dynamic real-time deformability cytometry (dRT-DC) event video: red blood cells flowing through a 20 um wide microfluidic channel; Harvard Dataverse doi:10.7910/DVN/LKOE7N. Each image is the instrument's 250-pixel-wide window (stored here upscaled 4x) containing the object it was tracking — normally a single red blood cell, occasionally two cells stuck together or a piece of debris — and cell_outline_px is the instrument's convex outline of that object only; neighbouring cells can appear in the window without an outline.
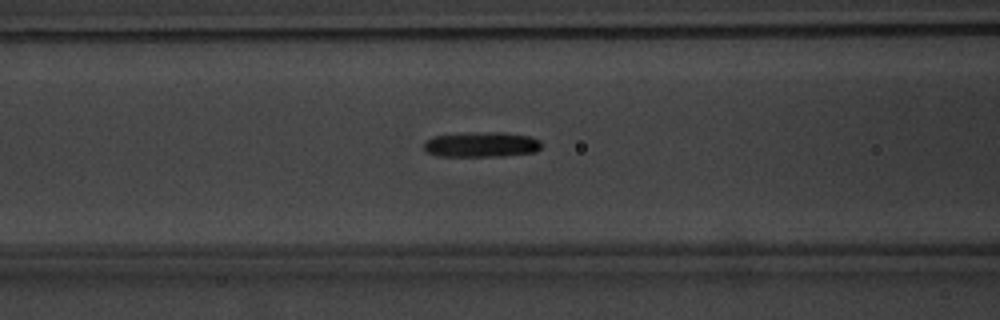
{"species": "common noctule bat (a hibernating species)", "species_latin": "Nyctalus noctula", "temperature_condition": "warm", "stored_images_in_passage": 42, "camera_frame_rate_fps": 3000, "um_per_image_px": 0.085, "animal": {"sex": "male", "body_mass_g": 20.1, "forearm_length_mm": 53.5}, "frame": {"image": 1, "passage_image": 11, "time_ms": 3.333, "image_size_px": [1000, 320], "cell_outline_px": [[540, 148], [536, 152], [504, 156], [440, 156], [424, 152], [424, 144], [428, 140], [436, 136], [496, 132], [500, 132], [528, 136], [540, 140]], "centroid_in_image_um": [40.95, 12.31], "position_along_channel_um": 125.6, "area_um2": 16.82}}
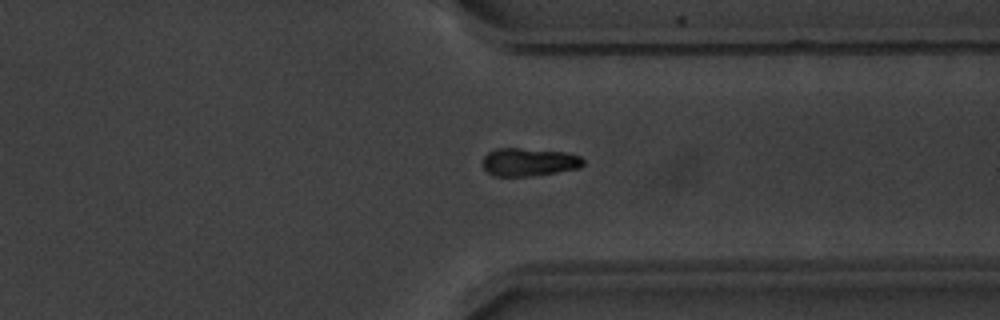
{"frame": {"image": 2, "passage_image": 30, "time_ms": 9.667, "image_size_px": [1000, 320], "cell_outline_px": [[584, 164], [580, 168], [556, 172], [528, 176], [492, 176], [480, 164], [484, 156], [488, 152], [496, 148], [520, 148], [564, 152], [580, 156], [584, 160]], "centroid_in_image_um": [44.92, 13.77], "position_along_channel_um": 366.5, "area_um2": 16.53}}
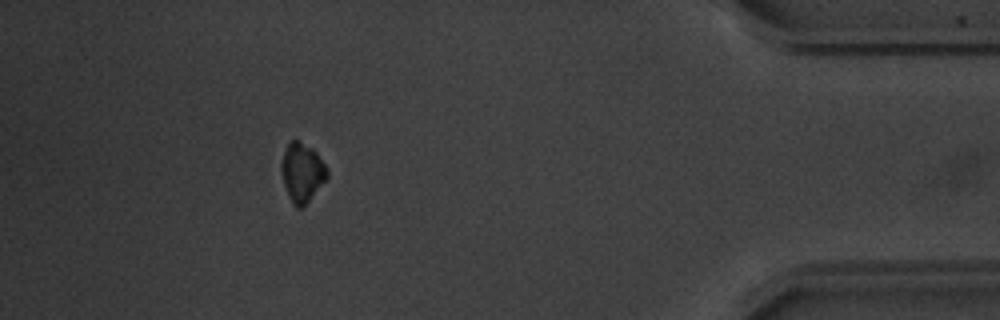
{"frame": {"image": 3, "passage_image": 37, "time_ms": 12.0, "image_size_px": [1000, 320], "cell_outline_px": [[328, 176], [308, 200], [300, 208], [296, 208], [292, 204], [284, 184], [280, 168], [280, 164], [284, 152], [288, 144], [292, 140], [296, 140], [312, 148], [316, 152], [328, 168]], "centroid_in_image_um": [25.66, 14.64], "position_along_channel_um": 409.5, "area_um2": 15.37}, "authors_computed_cell_mechanics": {"area_um2": 15.7794, "velocity_mm_per_s": 3.8068, "shape_relaxation_time_tau1_ms": 2.0979, "shape_relaxation_time_tau2_ms": null, "deformation_change_tau1": 0.1057, "deformation_change_tau2": null}}